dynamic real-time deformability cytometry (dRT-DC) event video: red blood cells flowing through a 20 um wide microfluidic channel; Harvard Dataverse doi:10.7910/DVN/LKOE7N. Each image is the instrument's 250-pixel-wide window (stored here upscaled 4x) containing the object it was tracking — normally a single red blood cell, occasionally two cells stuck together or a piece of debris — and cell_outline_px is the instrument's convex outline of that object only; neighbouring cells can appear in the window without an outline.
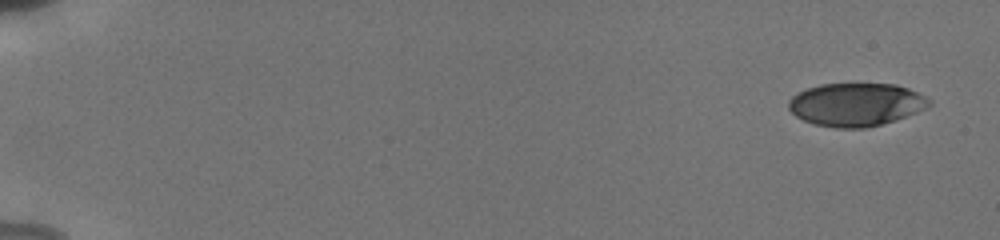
{"species": "human", "species_latin": "Homo sapiens", "temperature_condition": "cold", "stored_images_in_passage": 12, "camera_frame_rate_fps": 3000, "um_per_image_px": 0.085, "donor": {"sex": "male"}, "frame": {"image": 1, "passage_image": 1, "time_ms": 0.0, "image_size_px": [1000, 240], "cell_outline_px": [[932, 104], [928, 108], [880, 124], [864, 128], [836, 128], [816, 124], [804, 120], [796, 116], [788, 108], [788, 100], [792, 96], [808, 88], [820, 84], [896, 84], [908, 88], [932, 100]], "centroid_in_image_um": [72.76, 8.88], "position_along_channel_um": 12.2, "area_um2": 35.03}}
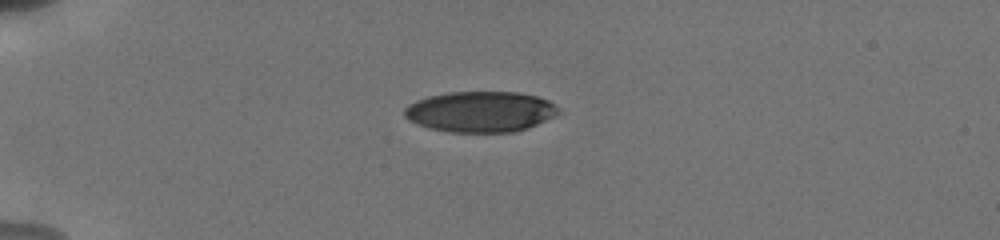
{"frame": {"image": 2, "passage_image": 6, "time_ms": 4.333, "image_size_px": [1000, 240], "cell_outline_px": [[560, 112], [528, 128], [512, 132], [448, 132], [428, 128], [408, 120], [404, 116], [404, 108], [408, 104], [416, 100], [428, 96], [448, 92], [516, 92], [536, 96], [548, 100], [560, 108]], "centroid_in_image_um": [40.8, 9.49], "position_along_channel_um": 44.2, "area_um2": 36.59}}
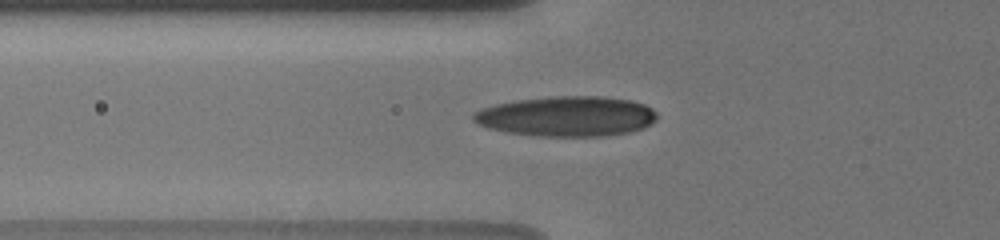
{"frame": {"image": 3, "passage_image": 10, "time_ms": 6.333, "image_size_px": [1000, 240], "cell_outline_px": [[656, 120], [652, 124], [644, 128], [628, 132], [604, 136], [540, 136], [508, 132], [488, 128], [476, 124], [472, 120], [472, 112], [480, 108], [492, 104], [516, 100], [552, 96], [604, 96], [632, 100], [644, 104], [652, 108], [656, 112]], "centroid_in_image_um": [48.15, 9.87], "position_along_channel_um": 77.7, "area_um2": 43.41}}